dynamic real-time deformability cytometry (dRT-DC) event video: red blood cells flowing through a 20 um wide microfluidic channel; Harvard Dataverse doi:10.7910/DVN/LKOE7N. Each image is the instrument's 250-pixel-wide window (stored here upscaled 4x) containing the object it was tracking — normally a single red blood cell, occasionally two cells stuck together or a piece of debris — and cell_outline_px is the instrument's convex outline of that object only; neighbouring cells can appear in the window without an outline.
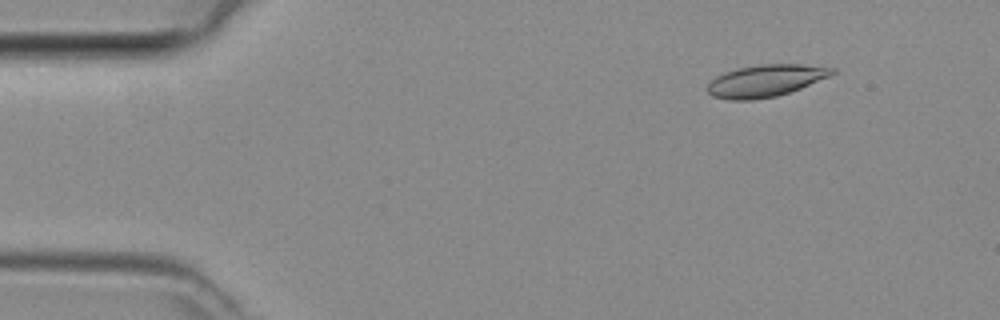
{"species": "common noctule bat (a hibernating species)", "species_latin": "Nyctalus noctula", "temperature_condition": "room temperature", "stored_images_in_passage": 11, "camera_frame_rate_fps": 3000, "um_per_image_px": 0.085, "animal": {"sex": "female", "body_mass_g": 29.2, "forearm_length_mm": 56.3}, "frame": {"image": 1, "passage_image": 5, "time_ms": 1.333, "image_size_px": [1000, 320], "cell_outline_px": [[836, 72], [828, 76], [800, 88], [776, 96], [752, 100], [728, 100], [712, 96], [708, 92], [708, 84], [716, 76], [724, 72], [740, 68], [760, 64], [800, 64], [836, 68]], "centroid_in_image_um": [65.05, 6.86], "position_along_channel_um": 20.0, "area_um2": 23.0}}